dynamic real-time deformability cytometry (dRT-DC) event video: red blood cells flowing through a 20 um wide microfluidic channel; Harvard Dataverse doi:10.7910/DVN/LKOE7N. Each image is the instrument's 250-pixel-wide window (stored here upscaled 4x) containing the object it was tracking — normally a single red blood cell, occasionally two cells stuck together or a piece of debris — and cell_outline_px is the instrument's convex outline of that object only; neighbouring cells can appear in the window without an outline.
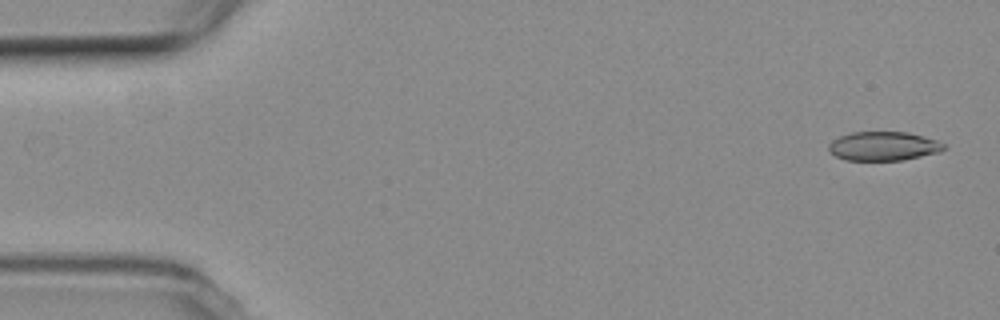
{"species": "common noctule bat (a hibernating species)", "species_latin": "Nyctalus noctula", "temperature_condition": "room temperature", "stored_images_in_passage": 54, "camera_frame_rate_fps": 3000, "um_per_image_px": 0.085, "animal": {"sex": "female", "body_mass_g": 19.3, "forearm_length_mm": 54.1}, "frame": {"image": 1, "passage_image": 2, "time_ms": 0.333, "image_size_px": [1000, 320], "cell_outline_px": [[944, 148], [940, 152], [904, 160], [844, 160], [836, 156], [828, 148], [828, 144], [832, 140], [840, 136], [852, 132], [908, 132], [924, 136], [936, 140], [944, 144]], "centroid_in_image_um": [75.09, 12.42], "position_along_channel_um": 9.9, "area_um2": 19.42}}
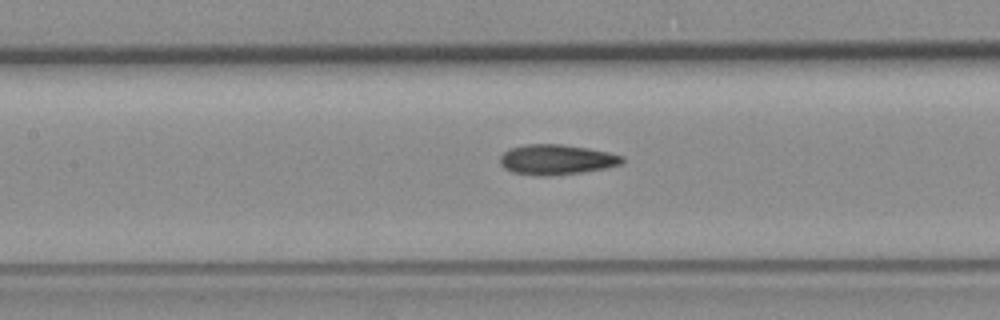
{"frame": {"image": 2, "passage_image": 24, "time_ms": 7.667, "image_size_px": [1000, 320], "cell_outline_px": [[624, 164], [584, 172], [548, 176], [536, 176], [512, 172], [504, 168], [500, 164], [500, 156], [504, 152], [512, 148], [524, 144], [560, 144], [588, 148], [608, 152], [624, 156]], "centroid_in_image_um": [47.31, 13.57], "position_along_channel_um": 160.1, "area_um2": 21.62}}
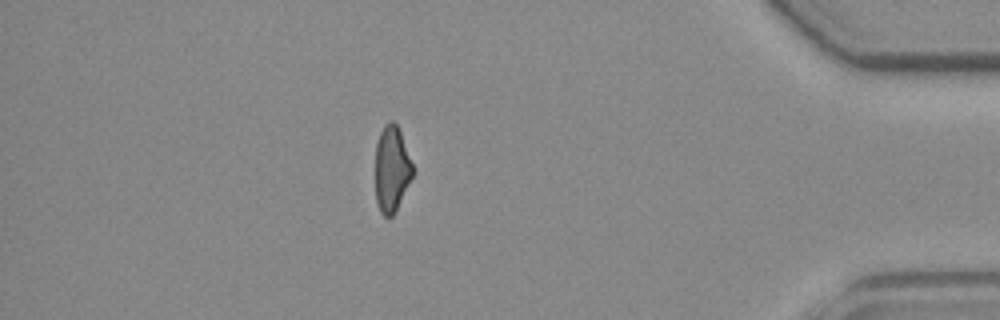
{"frame": {"image": 3, "passage_image": 47, "time_ms": 15.333, "image_size_px": [1000, 320], "cell_outline_px": [[412, 176], [392, 216], [384, 216], [380, 212], [376, 200], [376, 144], [380, 132], [384, 124], [388, 120], [392, 120], [396, 124], [400, 132], [412, 164]], "centroid_in_image_um": [33.26, 14.32], "position_along_channel_um": 401.9, "area_um2": 18.21}, "authors_computed_cell_mechanics": {"area_um2": 20.6924, "velocity_mm_per_s": 3.7713, "shape_relaxation_time_tau1_ms": null, "shape_relaxation_time_tau2_ms": 3.2542, "deformation_change_tau1": null, "deformation_change_tau2": 0.1111}}